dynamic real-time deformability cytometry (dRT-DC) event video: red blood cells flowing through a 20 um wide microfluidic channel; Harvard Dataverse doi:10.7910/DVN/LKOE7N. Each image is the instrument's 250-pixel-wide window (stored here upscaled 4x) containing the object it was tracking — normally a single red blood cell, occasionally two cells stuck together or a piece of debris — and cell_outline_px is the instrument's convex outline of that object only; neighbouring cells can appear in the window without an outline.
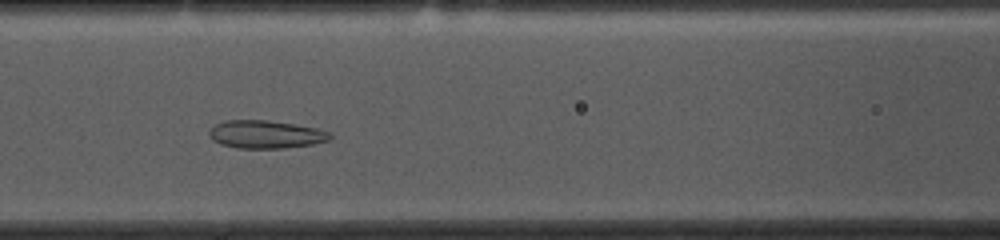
{"species": "common noctule bat (a hibernating species)", "species_latin": "Nyctalus noctula", "temperature_condition": "cold", "stored_images_in_passage": 50, "camera_frame_rate_fps": 3000, "um_per_image_px": 0.085, "animal": {"sex": "female", "body_mass_g": 10.0, "forearm_length_mm": 53.1}, "frame": {"image": 1, "passage_image": 18, "time_ms": 5.667, "image_size_px": [1000, 240], "cell_outline_px": [[332, 136], [328, 140], [312, 144], [284, 148], [236, 148], [220, 144], [212, 140], [208, 136], [208, 132], [216, 124], [224, 120], [268, 120], [316, 128], [332, 132]], "centroid_in_image_um": [22.56, 11.42], "position_along_channel_um": 144.0, "area_um2": 19.71}}
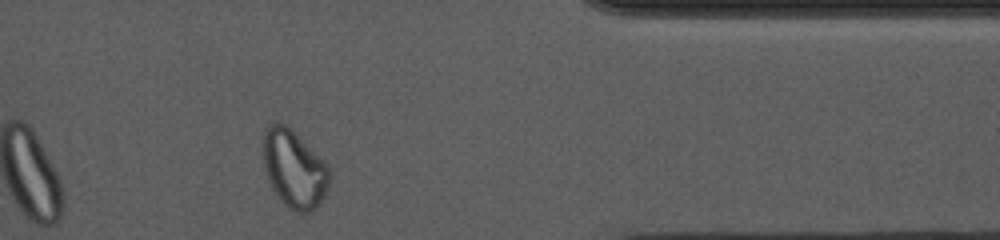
{"frame": {"image": 2, "passage_image": 40, "time_ms": 13.0, "image_size_px": [1000, 240], "cell_outline_px": [[332, 176], [324, 196], [320, 204], [316, 208], [308, 212], [300, 212], [284, 204], [280, 200], [272, 188], [268, 180], [264, 168], [264, 128], [276, 120], [284, 124], [324, 160], [328, 164], [332, 172]], "centroid_in_image_um": [25.02, 14.36], "position_along_channel_um": 386.4, "area_um2": 29.94}}
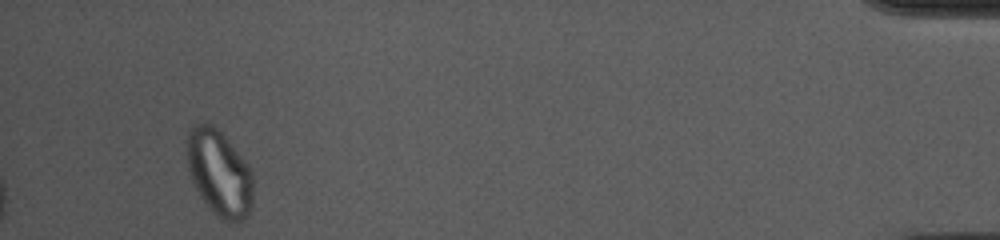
{"frame": {"image": 3, "passage_image": 47, "time_ms": 15.333, "image_size_px": [1000, 240], "cell_outline_px": [[252, 208], [244, 220], [236, 224], [228, 224], [220, 220], [212, 212], [200, 196], [192, 180], [188, 168], [188, 132], [196, 124], [212, 124], [228, 140], [252, 168]], "centroid_in_image_um": [18.68, 14.79], "position_along_channel_um": 416.5, "area_um2": 33.35}, "authors_computed_cell_mechanics": {"area_um2": 25.8655, "velocity_mm_per_s": 3.6111, "shape_relaxation_time_tau1_ms": null, "shape_relaxation_time_tau2_ms": 1.0536, "deformation_change_tau1": null, "deformation_change_tau2": 0.0688}}